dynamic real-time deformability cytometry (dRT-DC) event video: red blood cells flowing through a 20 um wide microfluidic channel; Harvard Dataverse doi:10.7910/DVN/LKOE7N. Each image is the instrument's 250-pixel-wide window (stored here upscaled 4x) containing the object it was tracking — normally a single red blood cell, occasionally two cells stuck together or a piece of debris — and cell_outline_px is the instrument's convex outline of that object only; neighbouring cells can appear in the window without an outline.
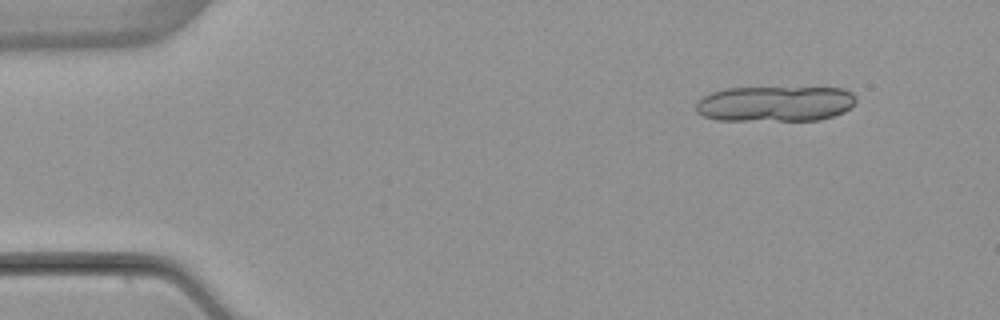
{"species": "common noctule bat (a hibernating species)", "species_latin": "Nyctalus noctula", "temperature_condition": "warm", "stored_images_in_passage": 8, "segment_of_instrument_passage": [1, 2], "camera_frame_rate_fps": 3000, "um_per_image_px": 0.085, "animal": {"sex": "female", "body_mass_g": 22.7, "forearm_length_mm": 54.2}, "frame": {"image": 1, "passage_image": 1, "time_ms": 0.0, "image_size_px": [1000, 320], "cell_outline_px": [[856, 100], [844, 112], [820, 120], [716, 120], [704, 116], [696, 112], [696, 104], [704, 96], [712, 92], [728, 88], [844, 88], [852, 92], [856, 96]], "centroid_in_image_um": [65.89, 8.82], "position_along_channel_um": 19.1, "area_um2": 33.0}}